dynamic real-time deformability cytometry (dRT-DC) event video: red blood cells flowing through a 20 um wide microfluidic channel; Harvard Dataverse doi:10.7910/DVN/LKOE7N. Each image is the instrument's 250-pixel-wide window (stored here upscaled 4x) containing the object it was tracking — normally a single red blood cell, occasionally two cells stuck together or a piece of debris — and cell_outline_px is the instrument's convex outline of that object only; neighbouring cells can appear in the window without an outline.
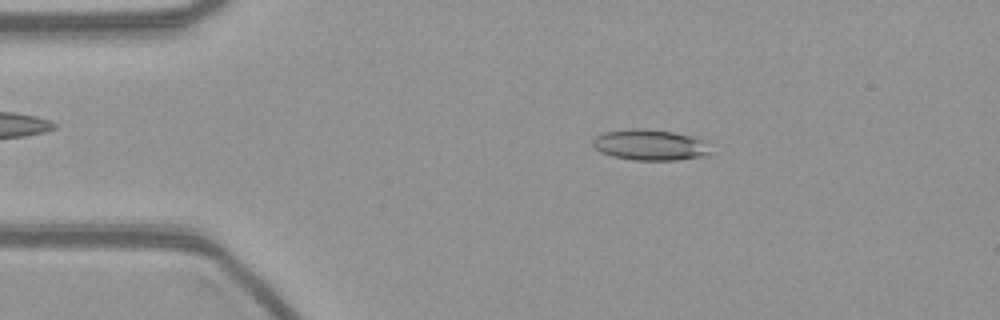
{"species": "common noctule bat (a hibernating species)", "species_latin": "Nyctalus noctula", "temperature_condition": "warm", "stored_images_in_passage": 54, "camera_frame_rate_fps": 3000, "um_per_image_px": 0.085, "animal": {"sex": "female", "body_mass_g": 21.9}, "frame": {"image": 1, "passage_image": 9, "time_ms": 2.667, "image_size_px": [1000, 320], "cell_outline_px": [[712, 152], [704, 156], [676, 160], [636, 160], [612, 156], [600, 152], [592, 144], [592, 140], [596, 136], [604, 132], [632, 128], [644, 128], [672, 132], [692, 136], [704, 140]], "centroid_in_image_um": [55.25, 12.31], "position_along_channel_um": 29.7, "area_um2": 21.21}}
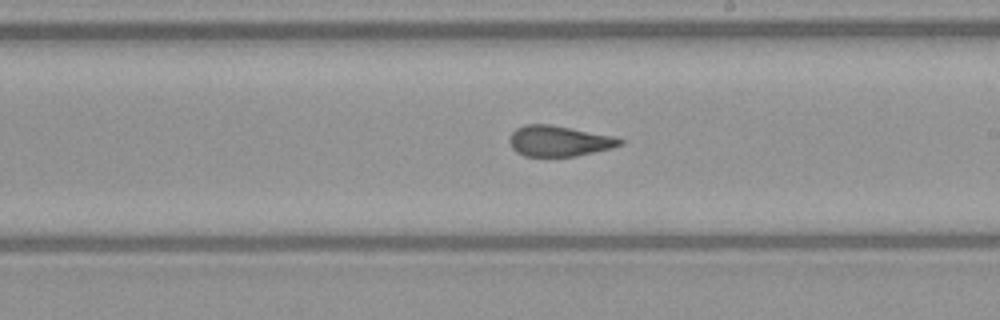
{"frame": {"image": 2, "passage_image": 30, "time_ms": 9.667, "image_size_px": [1000, 320], "cell_outline_px": [[624, 144], [612, 148], [576, 156], [524, 156], [516, 152], [512, 148], [508, 140], [512, 132], [516, 128], [524, 124], [548, 124], [616, 136], [624, 140]], "centroid_in_image_um": [47.52, 11.98], "position_along_channel_um": 241.5, "area_um2": 19.88}}
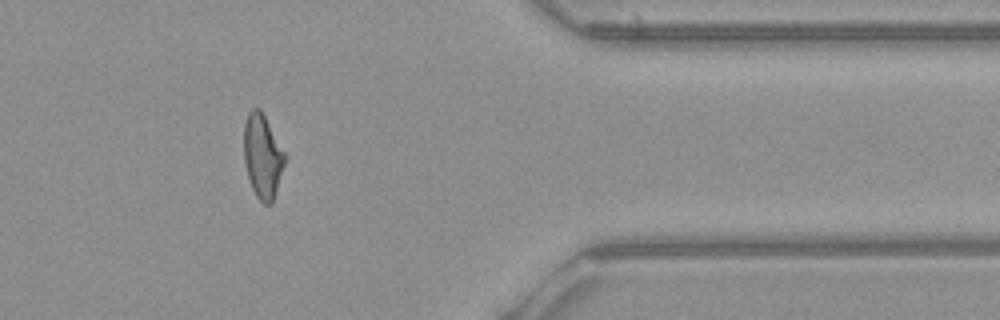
{"frame": {"image": 3, "passage_image": 44, "time_ms": 14.333, "image_size_px": [1000, 320], "cell_outline_px": [[288, 156], [272, 204], [264, 204], [256, 196], [252, 188], [248, 176], [244, 160], [244, 124], [248, 112], [252, 108], [260, 108]], "centroid_in_image_um": [22.34, 13.27], "position_along_channel_um": 389.1, "area_um2": 20.29}}